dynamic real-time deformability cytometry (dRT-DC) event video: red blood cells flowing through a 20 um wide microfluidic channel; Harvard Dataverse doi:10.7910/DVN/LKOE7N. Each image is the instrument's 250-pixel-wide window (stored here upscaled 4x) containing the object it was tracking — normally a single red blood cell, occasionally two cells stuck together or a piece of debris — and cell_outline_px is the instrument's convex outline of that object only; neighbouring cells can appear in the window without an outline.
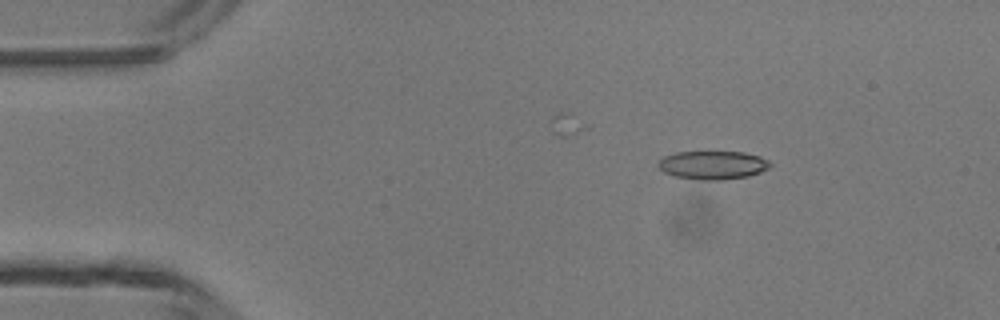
{"species": "common noctule bat (a hibernating species)", "species_latin": "Nyctalus noctula", "temperature_condition": "room temperature", "stored_images_in_passage": 4, "camera_frame_rate_fps": 3000, "um_per_image_px": 0.085, "animal": {"sex": "male", "body_mass_g": 13.3}, "frame": {"image": 1, "passage_image": 2, "time_ms": 1.0, "image_size_px": [1000, 320], "cell_outline_px": [[772, 164], [768, 168], [760, 172], [748, 176], [720, 180], [704, 180], [676, 176], [664, 172], [656, 164], [664, 156], [676, 152], [744, 152], [760, 156], [768, 160]], "centroid_in_image_um": [60.6, 14.02], "position_along_channel_um": 24.4, "area_um2": 18.44}}
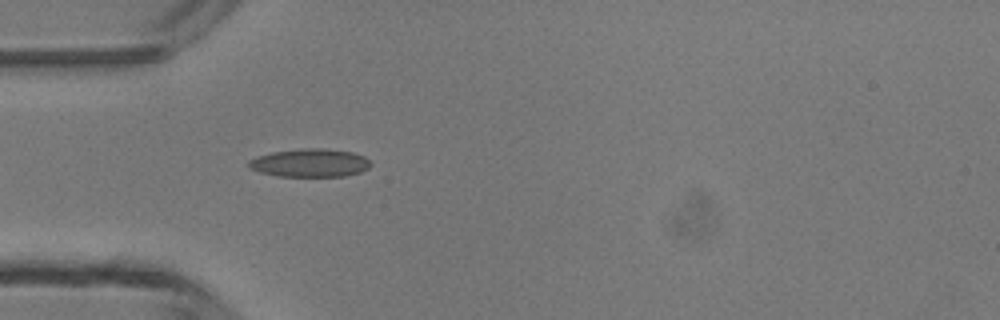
{"frame": {"image": 2, "passage_image": 4, "time_ms": 3.333, "image_size_px": [1000, 320], "cell_outline_px": [[372, 164], [368, 168], [360, 172], [344, 176], [280, 176], [260, 172], [248, 168], [248, 160], [256, 156], [272, 152], [304, 148], [320, 148], [352, 152], [364, 156]], "centroid_in_image_um": [26.32, 13.84], "position_along_channel_um": 58.7, "area_um2": 20.0}}